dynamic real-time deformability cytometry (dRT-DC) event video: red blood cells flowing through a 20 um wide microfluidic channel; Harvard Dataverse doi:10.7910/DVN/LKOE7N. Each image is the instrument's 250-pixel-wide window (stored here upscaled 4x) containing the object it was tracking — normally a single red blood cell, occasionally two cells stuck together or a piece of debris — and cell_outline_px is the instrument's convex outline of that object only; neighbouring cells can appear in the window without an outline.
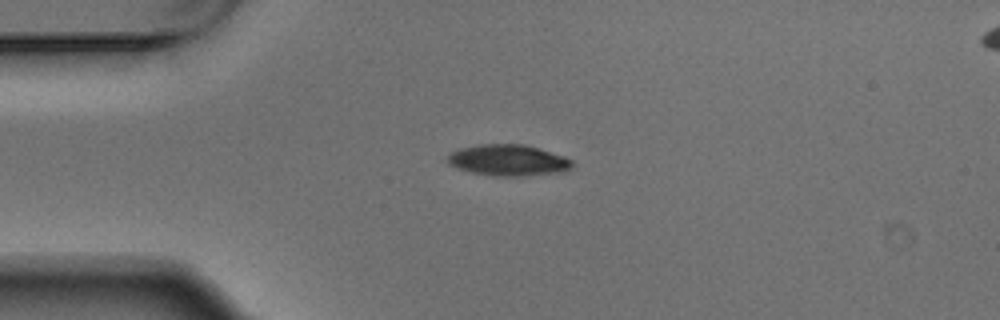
{"species": "Egyptian fruit bat (a non-hibernating species)", "species_latin": "Rousettus aegyptiacus", "temperature_condition": "warm", "stored_images_in_passage": 4, "camera_frame_rate_fps": 3000, "um_per_image_px": 0.085, "animal": {"sex": "male"}, "frame": {"image": 1, "passage_image": 1, "time_ms": 0.0, "image_size_px": [1000, 320], "cell_outline_px": [[572, 168], [564, 172], [516, 176], [492, 176], [472, 172], [448, 164], [444, 160], [452, 152], [460, 148], [480, 144], [524, 144], [564, 156], [572, 160]], "centroid_in_image_um": [43.19, 13.62], "position_along_channel_um": 41.8, "area_um2": 22.6}}
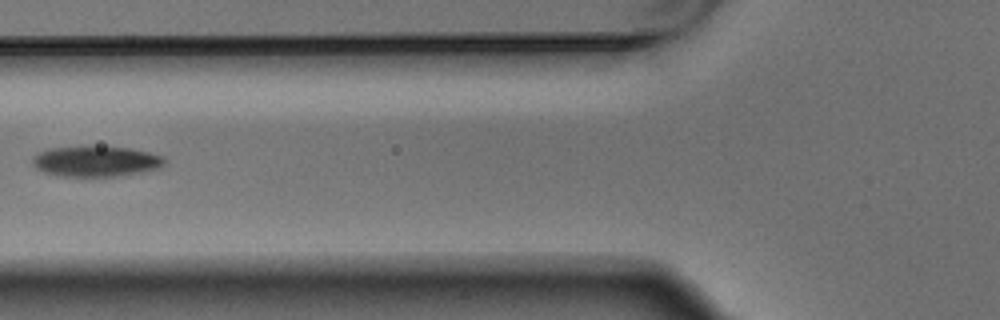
{"frame": {"image": 2, "passage_image": 3, "time_ms": 0.667, "image_size_px": [1000, 320], "cell_outline_px": [[164, 164], [160, 168], [120, 176], [56, 176], [44, 172], [36, 168], [32, 164], [32, 160], [40, 152], [48, 148], [128, 148], [148, 152], [164, 156]], "centroid_in_image_um": [8.16, 13.74], "position_along_channel_um": 117.6, "area_um2": 22.89}}
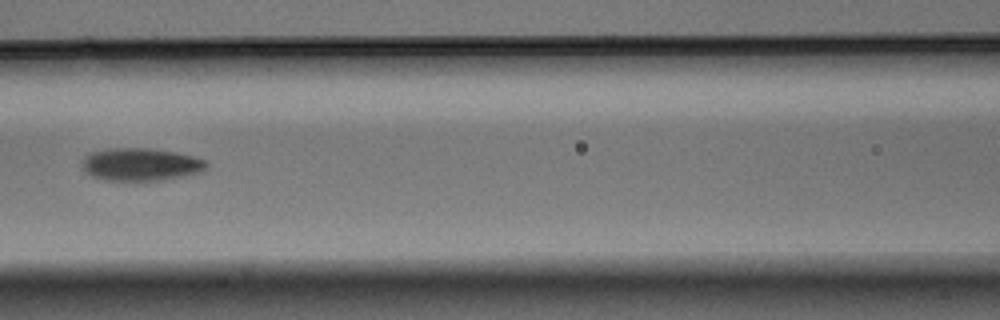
{"frame": {"image": 3, "passage_image": 4, "time_ms": 1.0, "image_size_px": [1000, 320], "cell_outline_px": [[208, 168], [204, 172], [164, 180], [108, 180], [92, 176], [84, 172], [80, 164], [84, 156], [88, 152], [112, 148], [148, 148], [176, 152], [192, 156], [204, 160], [208, 164]], "centroid_in_image_um": [11.95, 13.97], "position_along_channel_um": 154.6, "area_um2": 23.99}}